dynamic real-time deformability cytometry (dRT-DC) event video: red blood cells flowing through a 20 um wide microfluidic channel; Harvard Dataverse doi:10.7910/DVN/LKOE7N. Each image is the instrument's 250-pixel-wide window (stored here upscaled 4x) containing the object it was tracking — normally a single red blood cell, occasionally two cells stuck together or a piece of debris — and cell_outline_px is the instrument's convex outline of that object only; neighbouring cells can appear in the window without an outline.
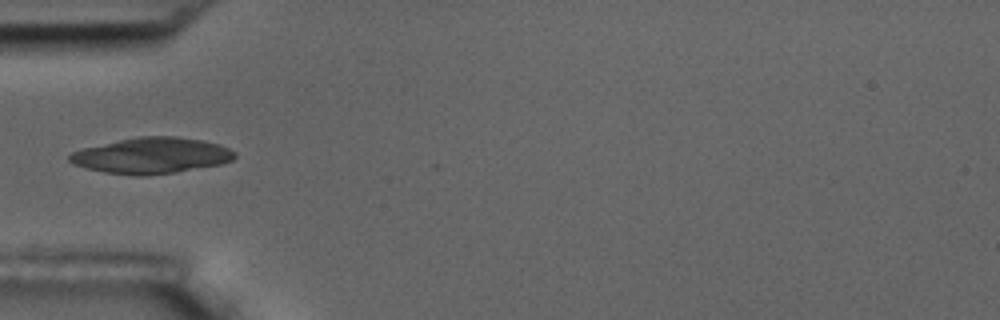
{"species": "common noctule bat (a hibernating species)", "species_latin": "Nyctalus noctula", "temperature_condition": "room temperature", "stored_images_in_passage": 2, "camera_frame_rate_fps": 3000, "um_per_image_px": 0.085, "animal": {"sex": "male", "body_mass_g": 17.5, "forearm_length_mm": 52.3}, "frame": {"image": 1, "passage_image": 2, "time_ms": 1.0, "image_size_px": [1000, 320], "cell_outline_px": [[236, 156], [232, 160], [224, 164], [176, 172], [140, 176], [136, 176], [104, 172], [72, 164], [68, 160], [68, 156], [72, 152], [84, 148], [120, 140], [140, 136], [176, 136], [200, 140], [220, 144], [236, 152]], "centroid_in_image_um": [12.91, 13.23], "position_along_channel_um": 72.1, "area_um2": 34.51}}